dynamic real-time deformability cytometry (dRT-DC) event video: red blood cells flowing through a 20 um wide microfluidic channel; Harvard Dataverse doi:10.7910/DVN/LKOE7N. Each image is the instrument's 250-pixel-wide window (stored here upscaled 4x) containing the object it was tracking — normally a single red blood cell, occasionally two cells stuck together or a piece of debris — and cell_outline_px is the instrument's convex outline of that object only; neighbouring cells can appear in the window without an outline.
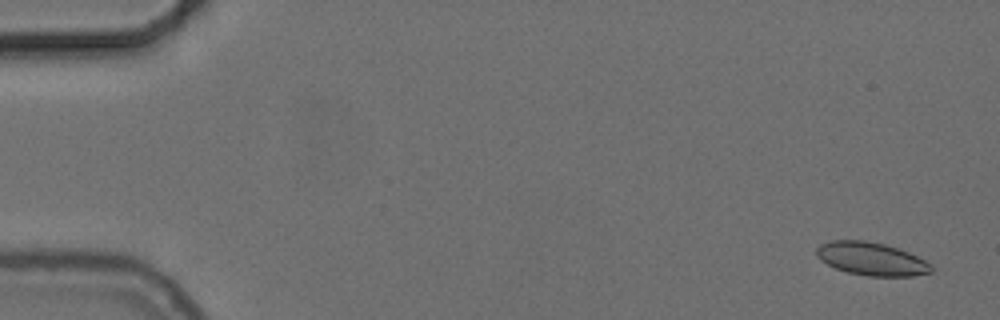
{"species": "common noctule bat (a hibernating species)", "species_latin": "Nyctalus noctula", "temperature_condition": "cold", "stored_images_in_passage": 15, "camera_frame_rate_fps": 3000, "um_per_image_px": 0.085, "animal": {"sex": "female", "body_mass_g": 24.6, "forearm_length_mm": 56.2}, "frame": {"image": 1, "passage_image": 3, "time_ms": 0.667, "image_size_px": [1000, 320], "cell_outline_px": [[932, 272], [912, 276], [868, 276], [848, 272], [836, 268], [820, 260], [816, 256], [816, 248], [820, 244], [832, 240], [864, 240], [884, 244], [908, 252], [932, 264]], "centroid_in_image_um": [74.05, 22.0], "position_along_channel_um": 10.9, "area_um2": 22.02}}
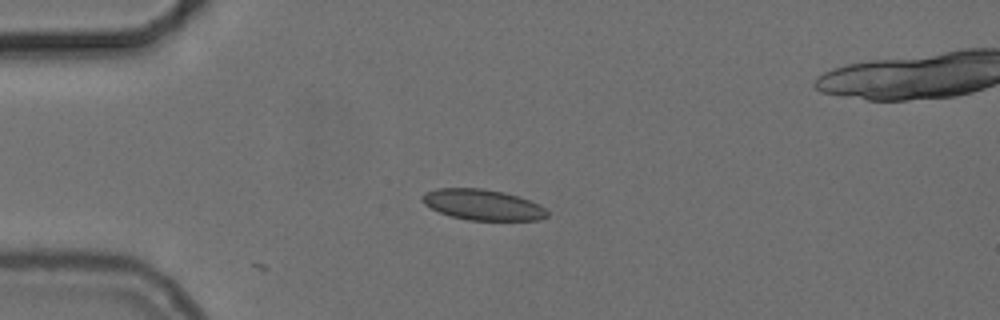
{"frame": {"image": 2, "passage_image": 15, "time_ms": 4.667, "image_size_px": [1000, 320], "cell_outline_px": [[548, 216], [540, 220], [468, 220], [452, 216], [440, 212], [424, 204], [420, 200], [420, 196], [424, 192], [436, 188], [484, 188], [504, 192], [528, 200], [544, 208], [548, 212]], "centroid_in_image_um": [40.98, 17.39], "position_along_channel_um": 44.0, "area_um2": 22.31}}